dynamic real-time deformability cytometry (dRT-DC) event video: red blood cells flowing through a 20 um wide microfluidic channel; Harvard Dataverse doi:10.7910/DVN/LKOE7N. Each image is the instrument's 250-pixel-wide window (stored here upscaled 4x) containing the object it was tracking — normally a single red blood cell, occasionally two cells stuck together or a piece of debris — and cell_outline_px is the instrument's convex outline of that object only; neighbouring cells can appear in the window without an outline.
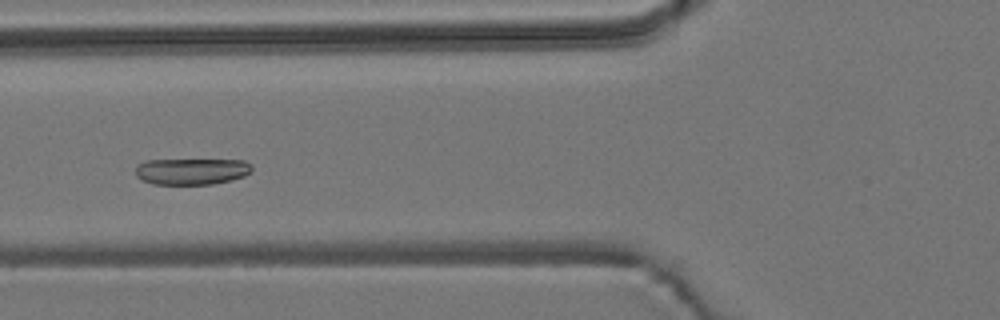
{"species": "common noctule bat (a hibernating species)", "species_latin": "Nyctalus noctula", "temperature_condition": "room temperature", "stored_images_in_passage": 6, "camera_frame_rate_fps": 3000, "um_per_image_px": 0.085, "animal": {"sex": "male", "body_mass_g": 19.2, "forearm_length_mm": 51.8}, "frame": {"image": 1, "passage_image": 5, "time_ms": 1.333, "image_size_px": [1000, 320], "cell_outline_px": [[252, 168], [244, 176], [232, 180], [212, 184], [152, 184], [136, 176], [136, 164], [148, 160], [244, 160], [252, 164]], "centroid_in_image_um": [16.29, 14.56], "position_along_channel_um": 109.5, "area_um2": 17.86}}
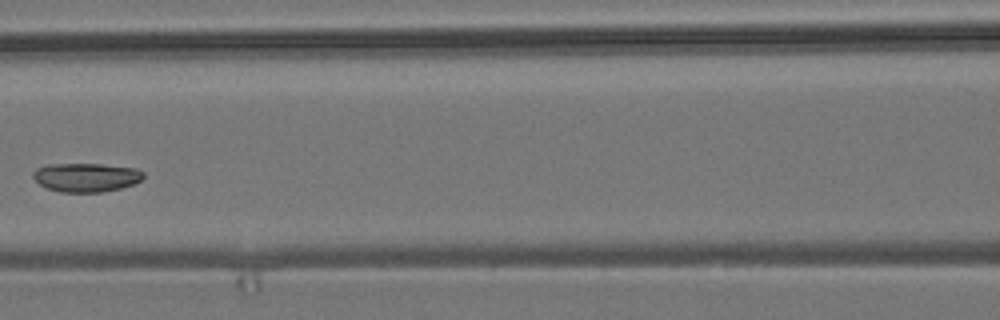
{"frame": {"image": 2, "passage_image": 6, "time_ms": 1.667, "image_size_px": [1000, 320], "cell_outline_px": [[144, 176], [140, 180], [132, 184], [120, 188], [104, 192], [60, 192], [48, 188], [40, 184], [32, 176], [32, 172], [36, 168], [48, 164], [100, 164], [136, 168], [144, 172]], "centroid_in_image_um": [7.31, 15.07], "position_along_channel_um": 159.3, "area_um2": 18.5}}